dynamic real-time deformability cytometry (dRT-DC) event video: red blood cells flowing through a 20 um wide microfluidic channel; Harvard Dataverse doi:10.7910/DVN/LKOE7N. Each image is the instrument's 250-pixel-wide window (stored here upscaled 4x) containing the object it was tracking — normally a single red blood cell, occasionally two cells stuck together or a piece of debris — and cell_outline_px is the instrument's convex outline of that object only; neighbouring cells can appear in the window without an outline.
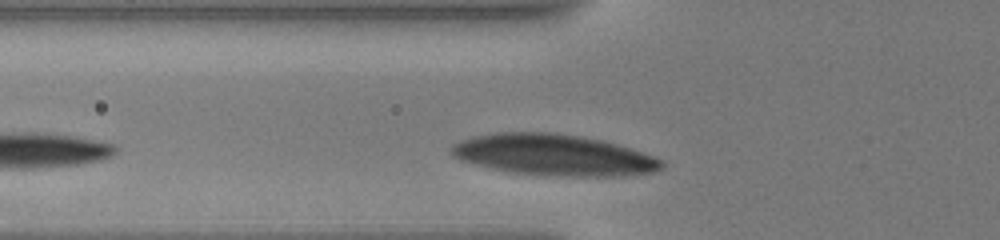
{"species": "human", "species_latin": "Homo sapiens", "temperature_condition": "warm", "stored_images_in_passage": 21, "camera_frame_rate_fps": 3000, "um_per_image_px": 0.085, "donor": {"sex": "male"}, "frame": {"image": 1, "passage_image": 2, "time_ms": 0.333, "image_size_px": [1000, 240], "cell_outline_px": [[664, 168], [656, 172], [624, 176], [556, 176], [504, 172], [460, 160], [452, 156], [452, 144], [460, 140], [476, 136], [500, 132], [552, 132], [600, 140], [616, 144], [664, 160]], "centroid_in_image_um": [47.05, 13.19], "position_along_channel_um": 78.7, "area_um2": 50.52}}
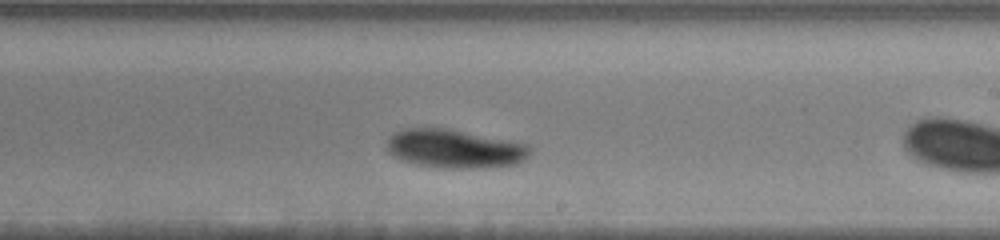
{"frame": {"image": 2, "passage_image": 12, "time_ms": 4.0, "image_size_px": [1000, 240], "cell_outline_px": [[532, 148], [528, 156], [524, 160], [516, 164], [476, 168], [440, 168], [416, 164], [404, 160], [396, 156], [388, 148], [388, 136], [392, 132], [404, 128], [444, 128], [528, 144]], "centroid_in_image_um": [38.65, 12.64], "position_along_channel_um": 250.3, "area_um2": 31.85}}
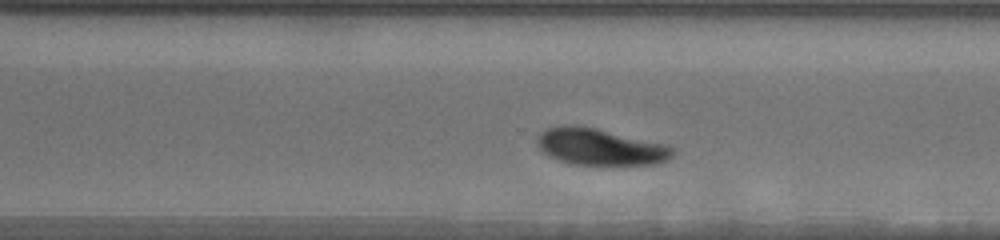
{"frame": {"image": 3, "passage_image": 18, "time_ms": 6.0, "image_size_px": [1000, 240], "cell_outline_px": [[676, 152], [668, 160], [660, 164], [572, 164], [548, 156], [540, 148], [536, 140], [540, 132], [548, 128], [560, 124], [576, 124], [596, 128], [664, 144], [676, 148]], "centroid_in_image_um": [51.01, 12.47], "position_along_channel_um": 319.6, "area_um2": 28.96}}